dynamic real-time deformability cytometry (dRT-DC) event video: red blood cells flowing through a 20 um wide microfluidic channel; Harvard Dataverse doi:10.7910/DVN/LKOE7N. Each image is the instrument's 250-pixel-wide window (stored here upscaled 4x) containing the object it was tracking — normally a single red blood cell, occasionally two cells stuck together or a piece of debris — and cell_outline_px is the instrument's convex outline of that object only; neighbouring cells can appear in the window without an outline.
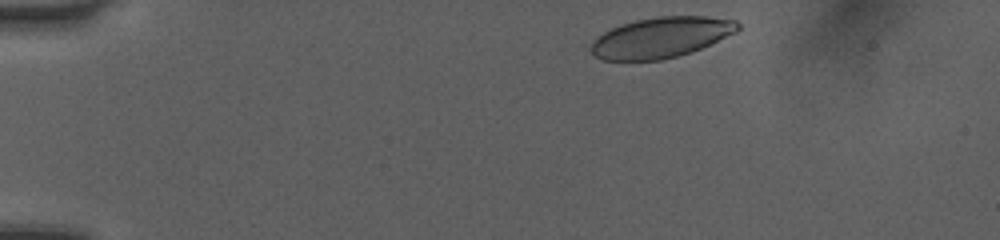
{"species": "human", "species_latin": "Homo sapiens", "temperature_condition": "room temperature", "stored_images_in_passage": 38, "camera_frame_rate_fps": 3000, "um_per_image_px": 0.085, "donor": {"sex": "female"}, "frame": {"image": 1, "passage_image": 2, "time_ms": 0.333, "image_size_px": [1000, 240], "cell_outline_px": [[740, 28], [736, 32], [700, 48], [676, 56], [660, 60], [604, 60], [592, 56], [588, 48], [592, 40], [596, 36], [620, 24], [636, 20], [656, 16], [704, 16], [736, 20], [740, 24]], "centroid_in_image_um": [56.12, 3.18], "position_along_channel_um": 28.9, "area_um2": 34.74}}
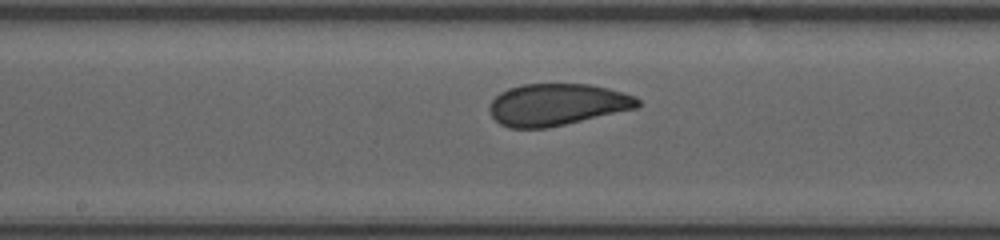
{"frame": {"image": 2, "passage_image": 21, "time_ms": 6.667, "image_size_px": [1000, 240], "cell_outline_px": [[640, 108], [548, 128], [508, 128], [500, 124], [492, 116], [488, 108], [492, 100], [500, 92], [508, 88], [520, 84], [588, 84], [608, 88], [624, 92], [636, 96], [640, 100]], "centroid_in_image_um": [47.38, 8.89], "position_along_channel_um": 200.8, "area_um2": 36.59}}
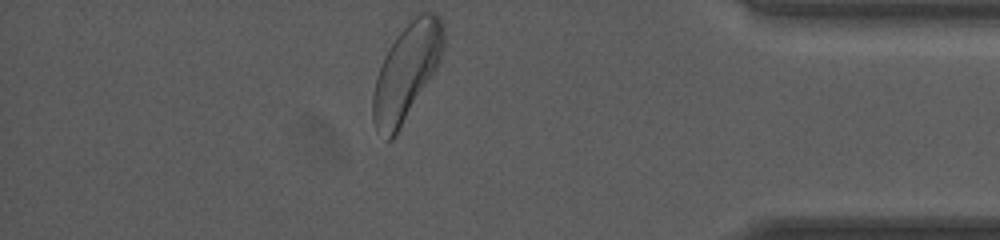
{"frame": {"image": 3, "passage_image": 38, "time_ms": 12.333, "image_size_px": [1000, 240], "cell_outline_px": [[444, 48], [440, 60], [436, 68], [396, 136], [392, 140], [388, 140], [376, 128], [372, 120], [372, 96], [376, 76], [380, 64], [384, 56], [396, 36], [420, 12], [436, 12], [440, 16], [444, 24]], "centroid_in_image_um": [34.55, 6.1], "position_along_channel_um": 400.6, "area_um2": 39.36}, "authors_computed_cell_mechanics": {"area_um2": 36.7897, "velocity_mm_per_s": 4.0414, "shape_relaxation_time_tau1_ms": 3.167, "shape_relaxation_time_tau2_ms": 0.8311, "deformation_change_tau1": 0.1206, "deformation_change_tau2": 0.0754}}